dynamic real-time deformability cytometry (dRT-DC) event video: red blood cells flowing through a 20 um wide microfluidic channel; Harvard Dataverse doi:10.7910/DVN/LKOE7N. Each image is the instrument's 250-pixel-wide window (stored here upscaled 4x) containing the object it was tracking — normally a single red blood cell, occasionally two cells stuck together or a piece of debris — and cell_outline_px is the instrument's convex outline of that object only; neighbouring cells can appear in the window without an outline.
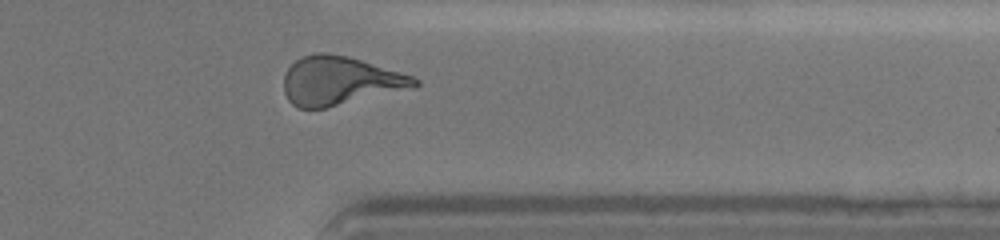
{"species": "human", "species_latin": "Homo sapiens", "temperature_condition": "cold", "stored_images_in_passage": 23, "camera_frame_rate_fps": 3000, "um_per_image_px": 0.085, "donor": {"sex": "female"}, "frame": {"image": 1, "passage_image": 20, "time_ms": 9.333, "image_size_px": [1000, 240], "cell_outline_px": [[420, 84], [416, 88], [324, 108], [300, 108], [292, 104], [288, 100], [284, 92], [284, 76], [288, 68], [296, 60], [304, 56], [316, 52], [328, 52], [348, 56], [400, 72], [412, 76], [420, 80]], "centroid_in_image_um": [28.91, 6.87], "position_along_channel_um": 382.5, "area_um2": 37.11}, "authors_computed_cell_mechanics": {"area_um2": 36.0672, "velocity_mm_per_s": 3.6208, "shape_relaxation_time_tau1_ms": 6.7273, "shape_relaxation_time_tau2_ms": 1.8613, "deformation_change_tau1": 0.2192, "deformation_change_tau2": 0.108}}